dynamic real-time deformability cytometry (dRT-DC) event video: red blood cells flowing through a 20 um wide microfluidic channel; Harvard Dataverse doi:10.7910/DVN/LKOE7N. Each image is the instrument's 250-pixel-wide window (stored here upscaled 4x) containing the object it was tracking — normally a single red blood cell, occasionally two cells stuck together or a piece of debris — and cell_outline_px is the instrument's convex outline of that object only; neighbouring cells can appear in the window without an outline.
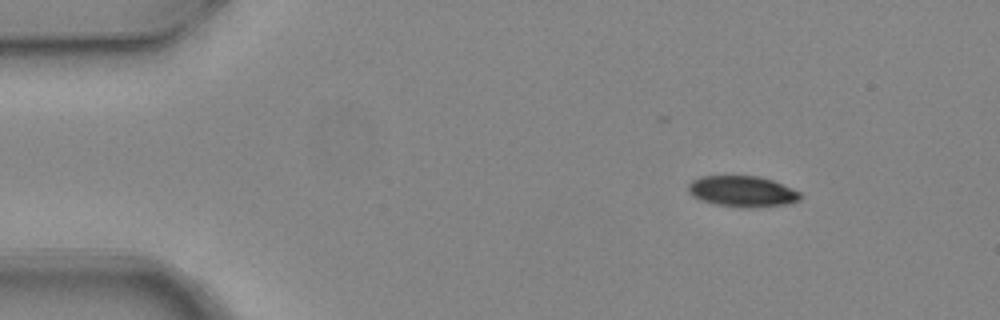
{"species": "common noctule bat (a hibernating species)", "species_latin": "Nyctalus noctula", "temperature_condition": "warm", "stored_images_in_passage": 5, "camera_frame_rate_fps": 3000, "um_per_image_px": 0.085, "animal": {"sex": "female", "body_mass_g": 24.6, "forearm_length_mm": 56.2}, "frame": {"image": 1, "passage_image": 1, "time_ms": 0.0, "image_size_px": [1000, 320], "cell_outline_px": [[804, 196], [800, 200], [792, 204], [748, 208], [740, 208], [716, 204], [700, 200], [692, 196], [688, 192], [688, 184], [692, 180], [700, 176], [760, 176], [772, 180], [792, 188], [800, 192]], "centroid_in_image_um": [63.13, 16.28], "position_along_channel_um": 21.9, "area_um2": 20.58}}
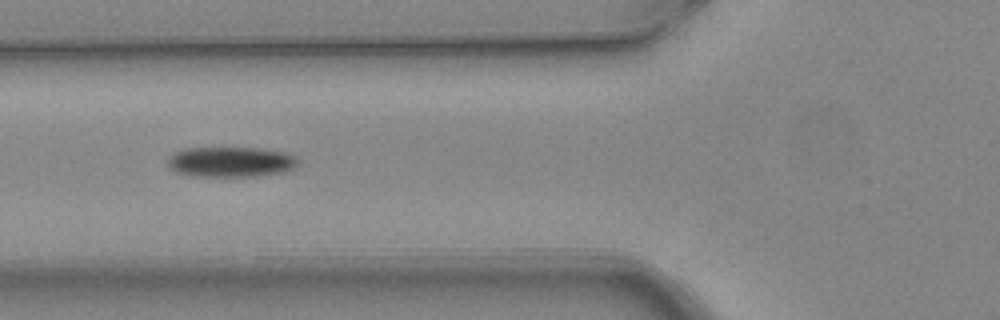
{"frame": {"image": 2, "passage_image": 4, "time_ms": 1.0, "image_size_px": [1000, 320], "cell_outline_px": [[300, 160], [292, 168], [284, 172], [256, 176], [188, 176], [176, 172], [168, 168], [168, 156], [184, 148], [260, 148], [284, 152], [296, 156]], "centroid_in_image_um": [19.59, 13.76], "position_along_channel_um": 106.2, "area_um2": 23.12}}
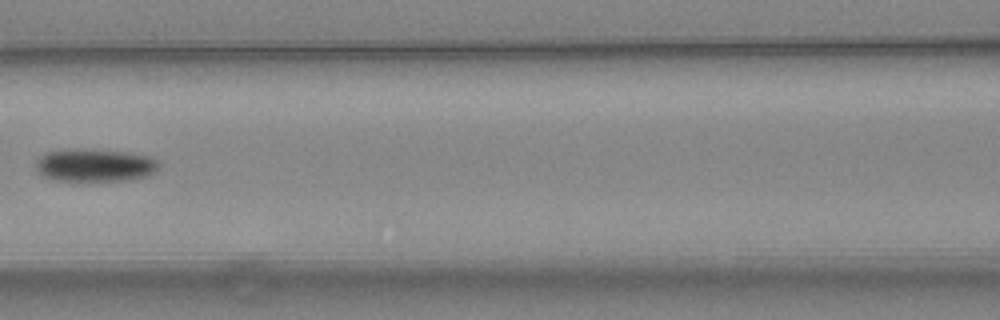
{"frame": {"image": 3, "passage_image": 5, "time_ms": 1.333, "image_size_px": [1000, 320], "cell_outline_px": [[160, 168], [148, 176], [132, 180], [48, 180], [36, 172], [36, 160], [44, 152], [64, 148], [88, 148], [128, 152], [148, 156], [156, 160], [160, 164]], "centroid_in_image_um": [8.01, 14.02], "position_along_channel_um": 158.6, "area_um2": 24.22}}